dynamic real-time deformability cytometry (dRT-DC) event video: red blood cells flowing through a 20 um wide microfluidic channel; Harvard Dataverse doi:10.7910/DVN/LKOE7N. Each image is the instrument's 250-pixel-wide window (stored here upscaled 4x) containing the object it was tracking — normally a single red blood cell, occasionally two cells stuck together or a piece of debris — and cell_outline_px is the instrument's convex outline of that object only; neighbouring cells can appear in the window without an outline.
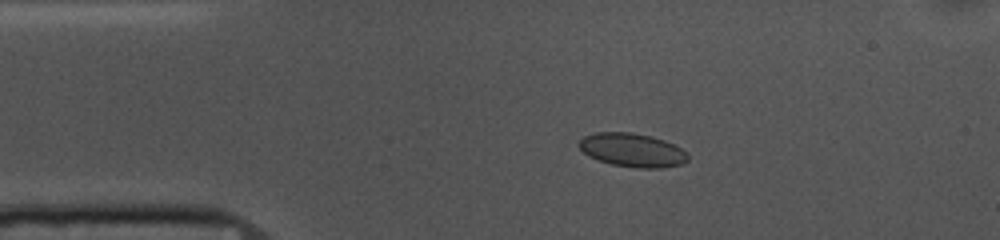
{"species": "common noctule bat (a hibernating species)", "species_latin": "Nyctalus noctula", "temperature_condition": "cold", "stored_images_in_passage": 53, "camera_frame_rate_fps": 3000, "um_per_image_px": 0.085, "animal": {"sex": "female", "body_mass_g": 10.0, "forearm_length_mm": 53.1}, "frame": {"image": 1, "passage_image": 9, "time_ms": 2.667, "image_size_px": [1000, 240], "cell_outline_px": [[688, 160], [680, 164], [660, 168], [636, 168], [612, 164], [588, 156], [580, 148], [580, 140], [584, 136], [596, 132], [632, 132], [652, 136], [664, 140], [680, 148], [688, 156]], "centroid_in_image_um": [53.73, 12.75], "position_along_channel_um": 31.3, "area_um2": 21.1}}
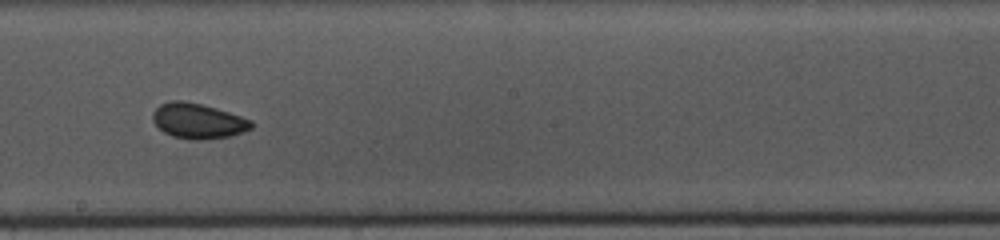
{"frame": {"image": 2, "passage_image": 28, "time_ms": 9.0, "image_size_px": [1000, 240], "cell_outline_px": [[252, 128], [244, 132], [228, 136], [200, 140], [192, 140], [172, 136], [164, 132], [152, 120], [152, 112], [160, 104], [172, 100], [184, 100], [216, 108], [252, 120]], "centroid_in_image_um": [16.81, 10.28], "position_along_channel_um": 231.4, "area_um2": 20.17}}
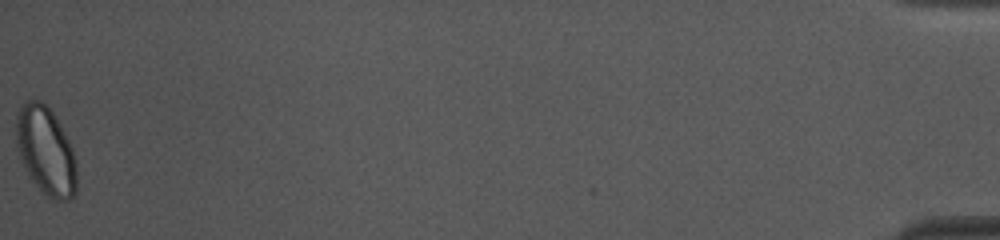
{"frame": {"image": 3, "passage_image": 53, "time_ms": 17.333, "image_size_px": [1000, 240], "cell_outline_px": [[76, 192], [68, 200], [52, 200], [28, 176], [20, 156], [16, 140], [16, 116], [24, 100], [40, 100], [52, 112], [60, 124], [72, 148], [76, 160]], "centroid_in_image_um": [3.89, 12.81], "position_along_channel_um": 431.3, "area_um2": 30.87}, "authors_computed_cell_mechanics": {"area_um2": 20.3456, "velocity_mm_per_s": 3.6787, "shape_relaxation_time_tau1_ms": 4.3305, "shape_relaxation_time_tau2_ms": 1.6266, "deformation_change_tau1": 0.0631, "deformation_change_tau2": 0.0494}}